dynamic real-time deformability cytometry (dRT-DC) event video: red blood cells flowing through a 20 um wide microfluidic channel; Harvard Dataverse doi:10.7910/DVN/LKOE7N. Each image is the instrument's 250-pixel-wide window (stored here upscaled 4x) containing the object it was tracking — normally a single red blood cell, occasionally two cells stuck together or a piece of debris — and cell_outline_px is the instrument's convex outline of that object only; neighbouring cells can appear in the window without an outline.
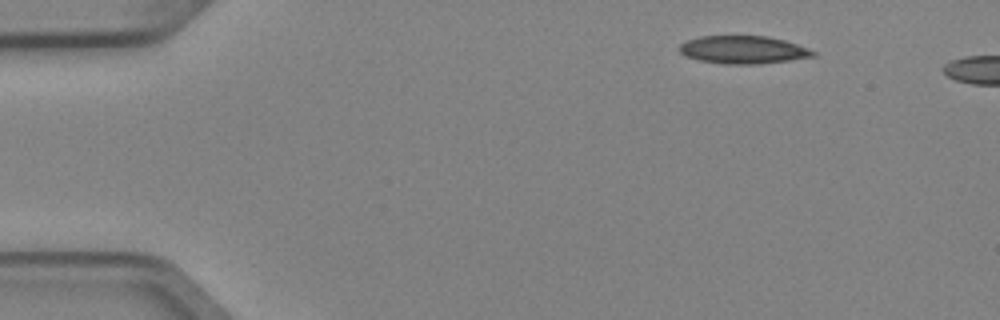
{"species": "Egyptian fruit bat (a non-hibernating species)", "species_latin": "Rousettus aegyptiacus", "temperature_condition": "cold", "stored_images_in_passage": 5, "camera_frame_rate_fps": 3000, "um_per_image_px": 0.085, "animal": {"sex": "female"}, "frame": {"image": 1, "passage_image": 5, "time_ms": 1.333, "image_size_px": [1000, 320], "cell_outline_px": [[816, 56], [792, 60], [760, 64], [724, 64], [700, 60], [684, 56], [676, 48], [680, 44], [688, 40], [700, 36], [768, 36], [784, 40], [808, 48], [816, 52]], "centroid_in_image_um": [63.16, 4.23], "position_along_channel_um": 21.8, "area_um2": 21.85}}